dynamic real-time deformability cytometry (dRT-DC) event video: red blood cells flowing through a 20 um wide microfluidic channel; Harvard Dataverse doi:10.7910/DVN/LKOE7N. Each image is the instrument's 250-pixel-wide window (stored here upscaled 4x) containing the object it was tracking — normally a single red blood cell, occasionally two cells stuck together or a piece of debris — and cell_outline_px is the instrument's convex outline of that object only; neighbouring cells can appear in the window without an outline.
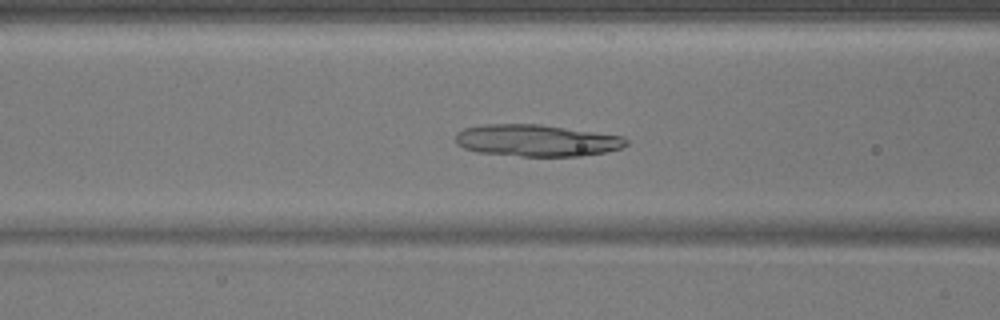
{"species": "common noctule bat (a hibernating species)", "species_latin": "Nyctalus noctula", "temperature_condition": "warm", "stored_images_in_passage": 40, "camera_frame_rate_fps": 3000, "um_per_image_px": 0.085, "animal": {"sex": "male", "body_mass_g": 17.9}, "frame": {"image": 1, "passage_image": 9, "time_ms": 2.667, "image_size_px": [1000, 320], "cell_outline_px": [[628, 144], [620, 148], [604, 152], [580, 156], [520, 156], [476, 152], [464, 148], [456, 144], [456, 132], [464, 128], [484, 124], [540, 124], [624, 136], [628, 140]], "centroid_in_image_um": [45.59, 11.94], "position_along_channel_um": 121.0, "area_um2": 31.73}}
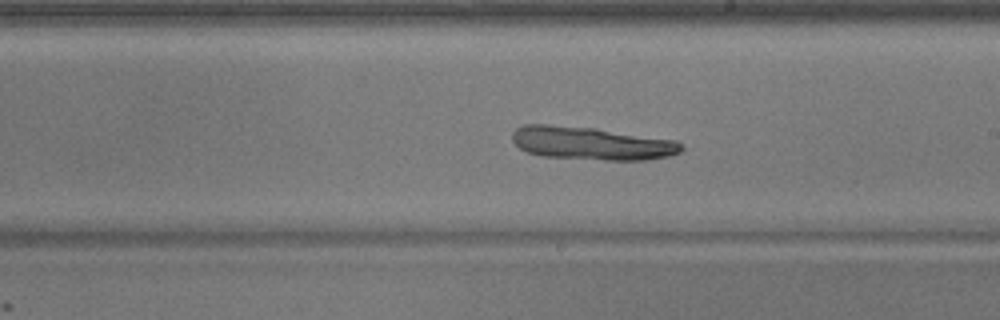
{"frame": {"image": 2, "passage_image": 18, "time_ms": 5.667, "image_size_px": [1000, 320], "cell_outline_px": [[684, 148], [680, 152], [668, 156], [644, 160], [604, 160], [540, 156], [528, 152], [520, 148], [512, 140], [512, 132], [516, 128], [524, 124], [548, 124], [596, 128], [676, 140]], "centroid_in_image_um": [50.25, 12.17], "position_along_channel_um": 238.8, "area_um2": 32.71}}
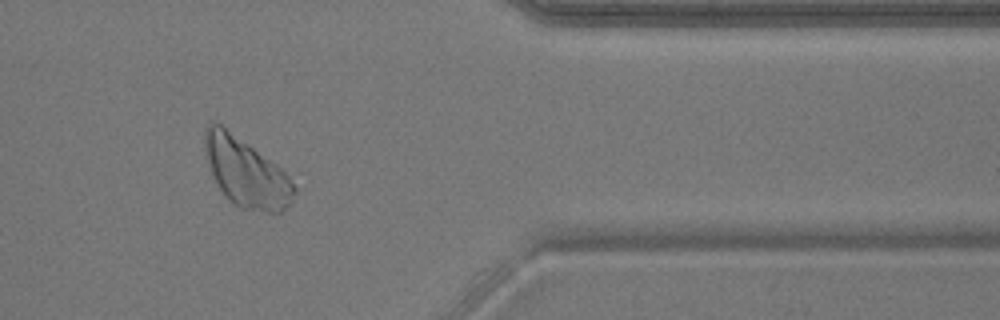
{"frame": {"image": 3, "passage_image": 31, "time_ms": 10.0, "image_size_px": [1000, 320], "cell_outline_px": [[296, 192], [292, 200], [280, 212], [268, 212], [240, 208], [220, 188], [212, 176], [204, 152], [204, 128], [208, 120], [212, 120], [220, 124], [276, 164], [288, 176], [296, 188]], "centroid_in_image_um": [20.88, 14.62], "position_along_channel_um": 390.5, "area_um2": 35.37}}